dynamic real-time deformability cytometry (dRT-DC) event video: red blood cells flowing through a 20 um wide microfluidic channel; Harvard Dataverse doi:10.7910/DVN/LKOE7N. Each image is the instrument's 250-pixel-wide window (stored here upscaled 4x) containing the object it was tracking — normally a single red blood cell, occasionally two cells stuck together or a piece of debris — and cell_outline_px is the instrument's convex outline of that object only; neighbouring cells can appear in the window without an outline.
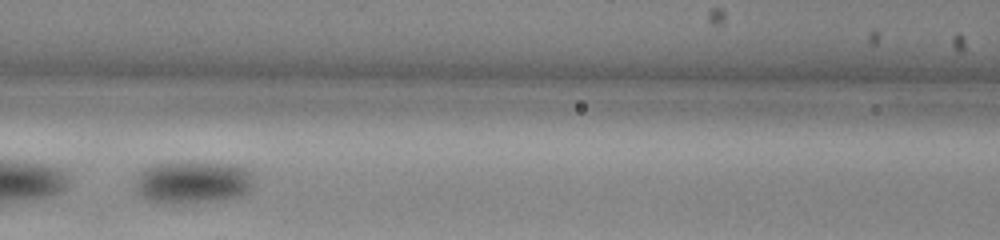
{"species": "common noctule bat (a hibernating species)", "species_latin": "Nyctalus noctula", "temperature_condition": "warm", "stored_images_in_passage": 51, "camera_frame_rate_fps": 3000, "um_per_image_px": 0.085, "animal": {"sex": "male", "body_mass_g": 13.0, "forearm_length_mm": 53.1}, "frame": {"image": 1, "passage_image": 22, "time_ms": 7.0, "image_size_px": [1000, 240], "cell_outline_px": [[252, 188], [240, 196], [216, 200], [172, 204], [152, 204], [140, 196], [136, 192], [136, 180], [140, 172], [144, 168], [152, 164], [236, 164], [252, 172]], "centroid_in_image_um": [16.34, 15.53], "position_along_channel_um": 150.3, "area_um2": 29.07}}
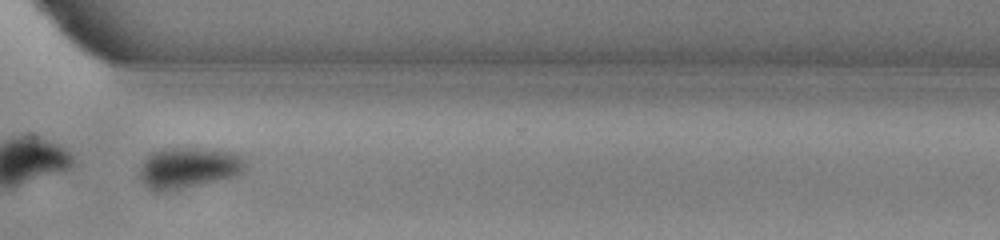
{"frame": {"image": 2, "passage_image": 38, "time_ms": 12.333, "image_size_px": [1000, 240], "cell_outline_px": [[244, 172], [236, 176], [164, 192], [156, 192], [148, 188], [140, 180], [140, 164], [152, 152], [160, 148], [208, 148], [236, 152], [244, 160]], "centroid_in_image_um": [15.99, 14.25], "position_along_channel_um": 354.6, "area_um2": 25.43}, "authors_computed_cell_mechanics": {"area_um2": 28.3798, "velocity_mm_per_s": 3.8274, "shape_relaxation_time_tau1_ms": 3.2518, "shape_relaxation_time_tau2_ms": null, "deformation_change_tau1": 0.0712, "deformation_change_tau2": null}}